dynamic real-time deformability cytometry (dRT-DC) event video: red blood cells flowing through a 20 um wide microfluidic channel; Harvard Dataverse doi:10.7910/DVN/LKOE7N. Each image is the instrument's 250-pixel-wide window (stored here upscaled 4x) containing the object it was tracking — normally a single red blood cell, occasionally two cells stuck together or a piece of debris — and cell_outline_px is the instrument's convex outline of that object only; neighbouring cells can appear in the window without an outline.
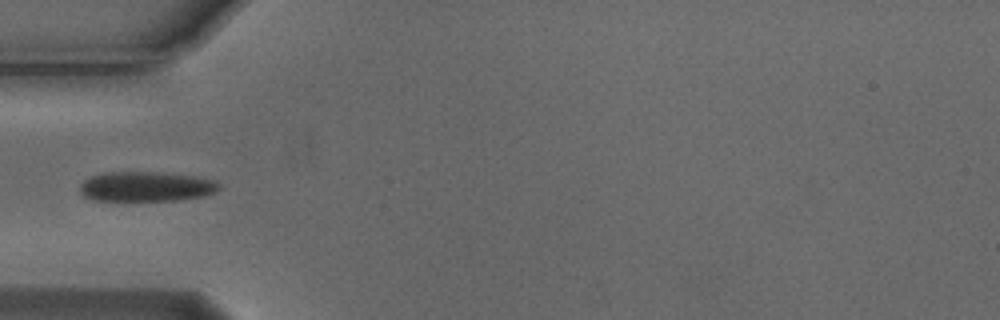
{"species": "Egyptian fruit bat (a non-hibernating species)", "species_latin": "Rousettus aegyptiacus", "temperature_condition": "cold", "stored_images_in_passage": 5, "camera_frame_rate_fps": 3000, "um_per_image_px": 0.085, "animal": {"sex": "male"}, "frame": {"image": 1, "passage_image": 5, "time_ms": 1.333, "image_size_px": [1000, 320], "cell_outline_px": [[220, 188], [216, 192], [204, 196], [176, 200], [92, 200], [84, 196], [80, 192], [80, 184], [84, 180], [92, 176], [104, 172], [164, 172], [196, 176], [216, 180], [220, 184]], "centroid_in_image_um": [12.45, 15.84], "position_along_channel_um": 72.5, "area_um2": 24.39}}